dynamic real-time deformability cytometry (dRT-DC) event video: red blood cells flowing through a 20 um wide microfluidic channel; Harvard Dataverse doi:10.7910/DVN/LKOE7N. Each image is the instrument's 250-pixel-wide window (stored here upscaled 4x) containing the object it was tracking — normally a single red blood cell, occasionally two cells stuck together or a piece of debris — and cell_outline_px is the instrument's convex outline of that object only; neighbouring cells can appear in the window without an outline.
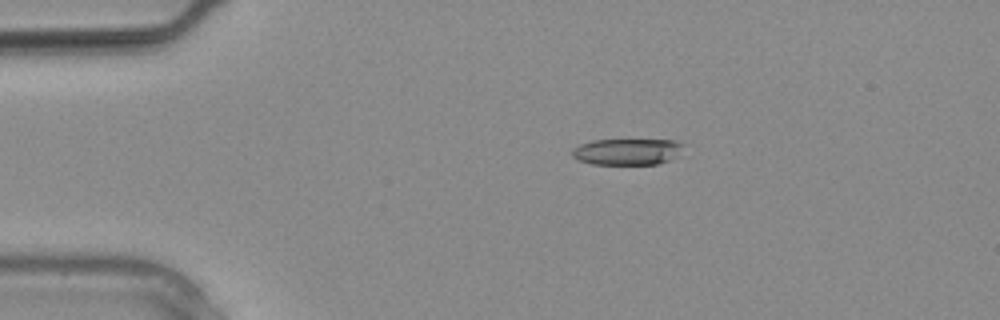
{"species": "common noctule bat (a hibernating species)", "species_latin": "Nyctalus noctula", "temperature_condition": "warm", "stored_images_in_passage": 12, "camera_frame_rate_fps": 3000, "um_per_image_px": 0.085, "animal": {"sex": "male", "body_mass_g": 20.4}, "frame": {"image": 1, "passage_image": 6, "time_ms": 1.667, "image_size_px": [1000, 320], "cell_outline_px": [[688, 144], [676, 156], [668, 160], [656, 164], [592, 164], [580, 160], [572, 156], [572, 148], [580, 144], [592, 140], [672, 140]], "centroid_in_image_um": [53.34, 12.88], "position_along_channel_um": 31.7, "area_um2": 17.11}}